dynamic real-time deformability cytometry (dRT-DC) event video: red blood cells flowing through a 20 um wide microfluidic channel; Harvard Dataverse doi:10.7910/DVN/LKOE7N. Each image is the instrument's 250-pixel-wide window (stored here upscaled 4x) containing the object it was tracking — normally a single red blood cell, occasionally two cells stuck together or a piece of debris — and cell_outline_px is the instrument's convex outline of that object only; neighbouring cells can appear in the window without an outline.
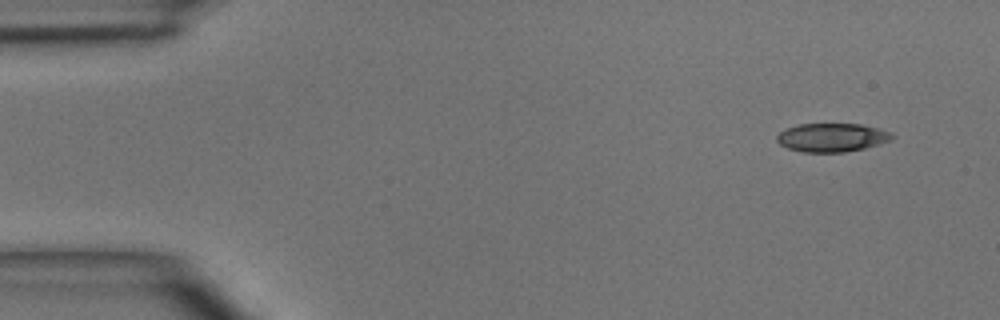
{"species": "common noctule bat (a hibernating species)", "species_latin": "Nyctalus noctula", "temperature_condition": "room temperature", "stored_images_in_passage": 2, "camera_frame_rate_fps": 3000, "um_per_image_px": 0.085, "animal": {"sex": "male", "body_mass_g": 15.6}, "frame": {"image": 1, "passage_image": 2, "time_ms": 1.0, "image_size_px": [1000, 320], "cell_outline_px": [[896, 136], [892, 140], [880, 144], [864, 148], [844, 152], [800, 152], [788, 148], [780, 144], [776, 140], [776, 136], [780, 132], [788, 128], [800, 124], [860, 124], [892, 132]], "centroid_in_image_um": [70.74, 11.69], "position_along_channel_um": 14.3, "area_um2": 19.19}}